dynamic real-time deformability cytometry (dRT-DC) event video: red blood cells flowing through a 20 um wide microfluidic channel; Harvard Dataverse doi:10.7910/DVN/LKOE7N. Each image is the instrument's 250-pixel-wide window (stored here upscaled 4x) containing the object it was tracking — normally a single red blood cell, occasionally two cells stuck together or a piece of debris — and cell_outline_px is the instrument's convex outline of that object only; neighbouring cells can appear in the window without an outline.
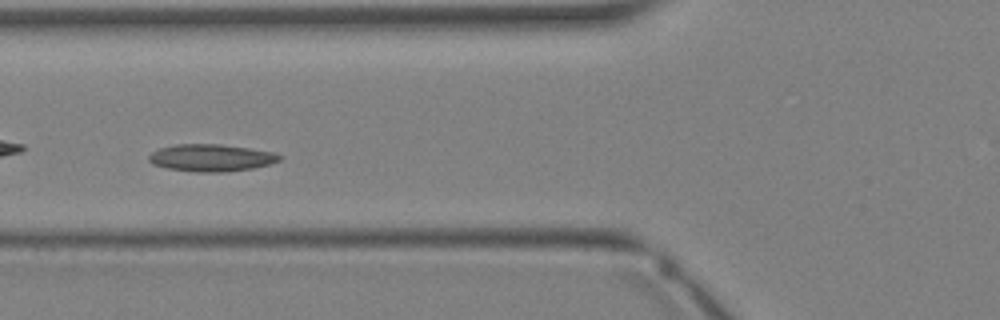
{"species": "Egyptian fruit bat (a non-hibernating species)", "species_latin": "Rousettus aegyptiacus", "temperature_condition": "warm", "stored_images_in_passage": 36, "camera_frame_rate_fps": 3000, "um_per_image_px": 0.085, "animal": {"sex": "female"}, "frame": {"image": 1, "passage_image": 15, "time_ms": 4.667, "image_size_px": [1000, 320], "cell_outline_px": [[284, 156], [280, 160], [268, 164], [252, 168], [228, 172], [196, 172], [168, 168], [152, 164], [148, 160], [148, 156], [152, 152], [160, 148], [176, 144], [220, 144], [276, 152]], "centroid_in_image_um": [17.97, 13.41], "position_along_channel_um": 107.8, "area_um2": 20.75}}
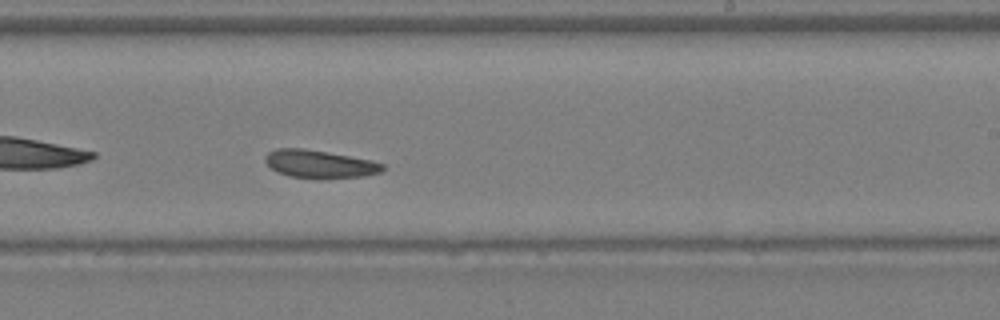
{"frame": {"image": 2, "passage_image": 23, "time_ms": 7.333, "image_size_px": [1000, 320], "cell_outline_px": [[384, 168], [380, 172], [364, 176], [320, 180], [288, 176], [276, 172], [264, 160], [264, 156], [268, 152], [276, 148], [304, 148], [372, 160], [384, 164]], "centroid_in_image_um": [27.14, 13.96], "position_along_channel_um": 261.9, "area_um2": 19.48}}
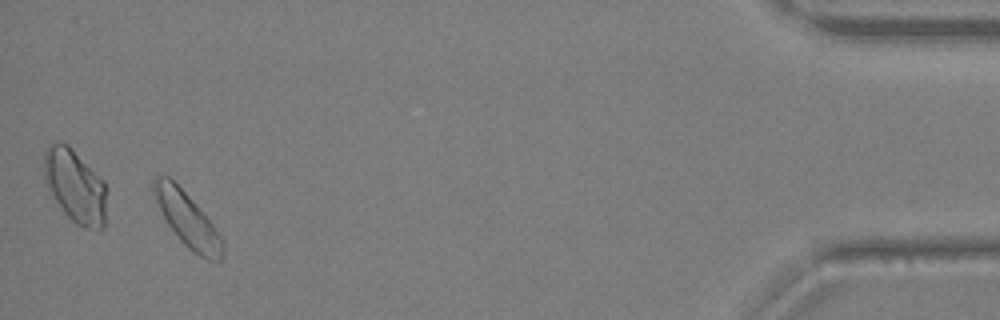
{"frame": {"image": 3, "passage_image": 35, "time_ms": 11.333, "image_size_px": [1000, 320], "cell_outline_px": [[224, 256], [220, 260], [208, 260], [200, 256], [188, 248], [180, 240], [168, 224], [152, 196], [152, 180], [156, 176], [168, 176], [188, 196], [212, 224], [220, 236]], "centroid_in_image_um": [15.87, 18.65], "position_along_channel_um": 419.3, "area_um2": 21.15}}